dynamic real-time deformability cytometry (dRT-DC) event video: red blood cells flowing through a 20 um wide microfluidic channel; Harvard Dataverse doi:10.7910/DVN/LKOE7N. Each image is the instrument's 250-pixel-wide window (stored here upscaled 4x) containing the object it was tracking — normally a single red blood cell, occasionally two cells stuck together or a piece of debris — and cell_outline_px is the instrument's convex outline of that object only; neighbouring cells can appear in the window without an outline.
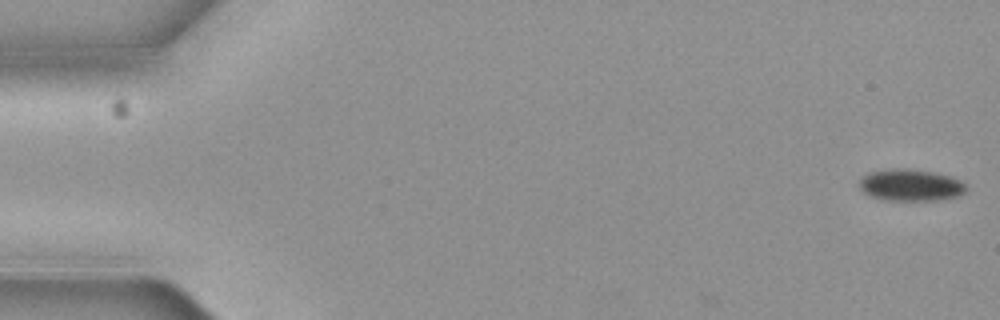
{"species": "common noctule bat (a hibernating species)", "species_latin": "Nyctalus noctula", "temperature_condition": "cold", "stored_images_in_passage": 6, "camera_frame_rate_fps": 3000, "um_per_image_px": 0.085, "animal": {"sex": "female", "body_mass_g": 19.3, "forearm_length_mm": 54.1}, "frame": {"image": 1, "passage_image": 1, "time_ms": 0.0, "image_size_px": [1000, 320], "cell_outline_px": [[964, 192], [956, 196], [940, 200], [892, 200], [872, 196], [864, 192], [860, 188], [860, 180], [868, 172], [892, 168], [908, 168], [932, 172], [952, 176], [960, 180], [964, 184]], "centroid_in_image_um": [77.4, 15.71], "position_along_channel_um": 7.6, "area_um2": 19.54}}
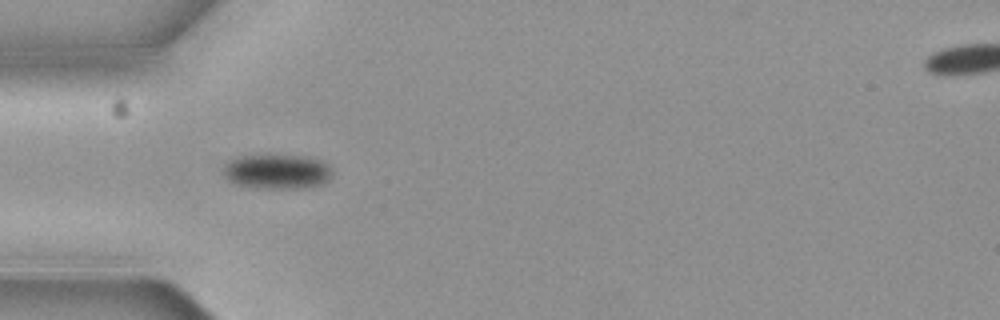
{"frame": {"image": 2, "passage_image": 5, "time_ms": 1.333, "image_size_px": [1000, 320], "cell_outline_px": [[332, 176], [324, 184], [308, 188], [252, 188], [236, 184], [228, 180], [220, 172], [224, 164], [228, 160], [236, 156], [268, 152], [304, 156], [328, 164], [332, 172]], "centroid_in_image_um": [23.47, 14.55], "position_along_channel_um": 61.5, "area_um2": 23.24}}
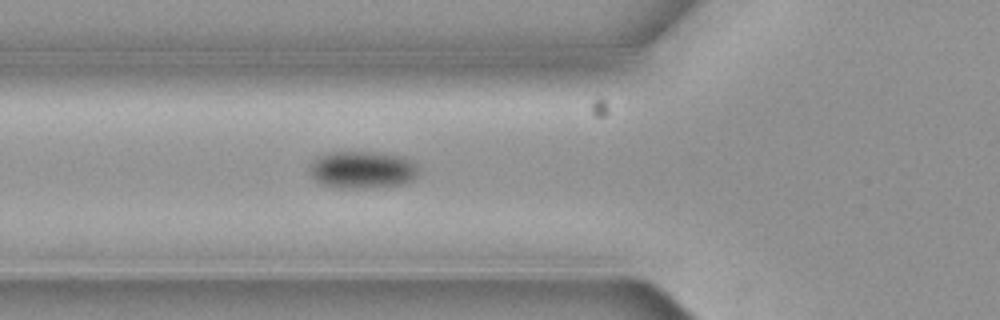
{"frame": {"image": 3, "passage_image": 6, "time_ms": 1.667, "image_size_px": [1000, 320], "cell_outline_px": [[420, 172], [412, 180], [404, 184], [372, 188], [336, 188], [320, 184], [308, 172], [308, 168], [312, 160], [316, 156], [328, 152], [372, 152], [404, 156], [416, 160], [420, 168]], "centroid_in_image_um": [30.82, 14.43], "position_along_channel_um": 95.0, "area_um2": 24.51}}